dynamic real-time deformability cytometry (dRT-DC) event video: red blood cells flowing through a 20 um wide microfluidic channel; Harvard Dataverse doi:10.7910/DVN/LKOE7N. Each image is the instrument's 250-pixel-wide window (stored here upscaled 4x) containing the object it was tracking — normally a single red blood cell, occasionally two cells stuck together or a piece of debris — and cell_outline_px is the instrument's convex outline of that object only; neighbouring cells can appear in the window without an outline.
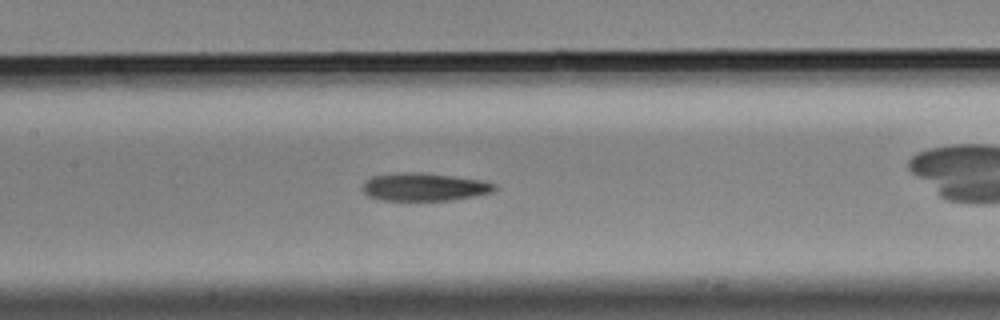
{"species": "Egyptian fruit bat (a non-hibernating species)", "species_latin": "Rousettus aegyptiacus", "temperature_condition": "cold", "stored_images_in_passage": 45, "camera_frame_rate_fps": 3000, "um_per_image_px": 0.085, "animal": {"sex": "male"}, "frame": {"image": 1, "passage_image": 13, "time_ms": 4.0, "image_size_px": [1000, 320], "cell_outline_px": [[496, 188], [492, 192], [476, 196], [448, 200], [384, 200], [368, 196], [360, 188], [364, 180], [372, 176], [396, 172], [424, 172], [484, 180], [496, 184]], "centroid_in_image_um": [36.04, 15.87], "position_along_channel_um": 171.4, "area_um2": 21.79}}
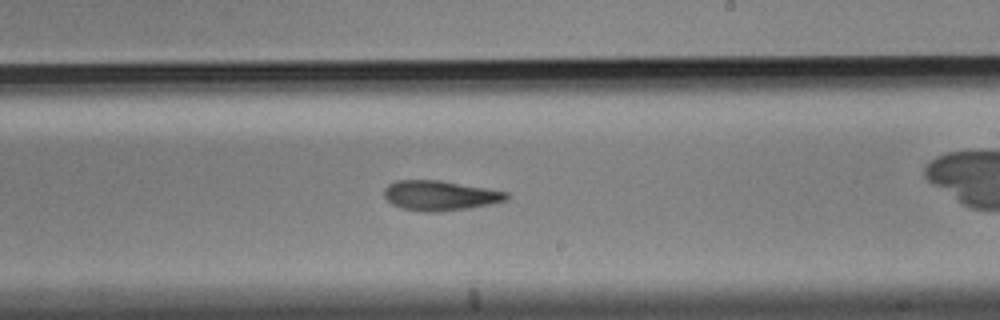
{"frame": {"image": 2, "passage_image": 20, "time_ms": 6.333, "image_size_px": [1000, 320], "cell_outline_px": [[508, 200], [492, 204], [468, 208], [440, 212], [424, 212], [404, 208], [392, 204], [384, 196], [384, 188], [388, 184], [396, 180], [440, 180], [508, 192]], "centroid_in_image_um": [37.4, 16.62], "position_along_channel_um": 251.6, "area_um2": 21.33}}
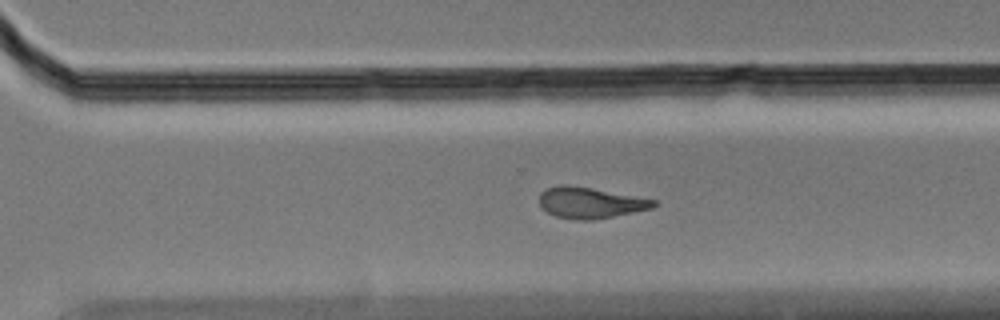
{"frame": {"image": 3, "passage_image": 26, "time_ms": 8.333, "image_size_px": [1000, 320], "cell_outline_px": [[656, 204], [652, 208], [592, 220], [580, 220], [556, 216], [548, 212], [540, 204], [540, 192], [548, 188], [560, 184], [564, 184], [592, 188], [656, 200]], "centroid_in_image_um": [50.15, 17.22], "position_along_channel_um": 320.5, "area_um2": 20.23}, "authors_computed_cell_mechanics": {"area_um2": 21.7906, "velocity_mm_per_s": 3.4475, "shape_relaxation_time_tau1_ms": 5.7591, "shape_relaxation_time_tau2_ms": 2.1599, "deformation_change_tau1": null, "deformation_change_tau2": 0.1183}}